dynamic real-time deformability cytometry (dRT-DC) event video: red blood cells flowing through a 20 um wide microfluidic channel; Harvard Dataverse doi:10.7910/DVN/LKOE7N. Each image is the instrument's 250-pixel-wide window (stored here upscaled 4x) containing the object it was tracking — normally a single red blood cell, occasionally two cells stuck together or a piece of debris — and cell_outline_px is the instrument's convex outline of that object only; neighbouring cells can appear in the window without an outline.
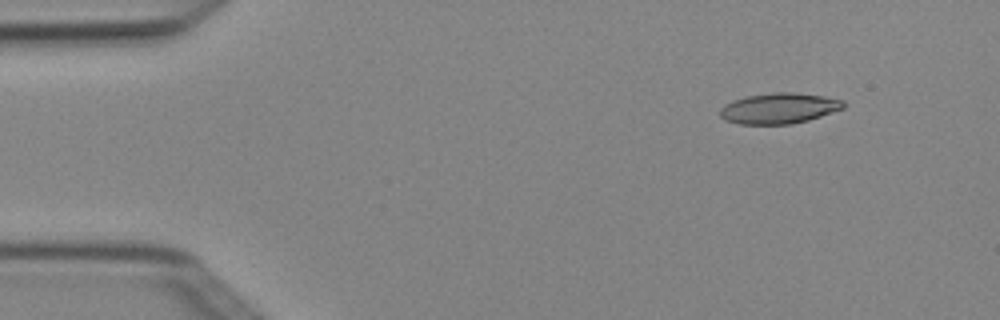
{"species": "Egyptian fruit bat (a non-hibernating species)", "species_latin": "Rousettus aegyptiacus", "temperature_condition": "cold", "stored_images_in_passage": 7, "camera_frame_rate_fps": 3000, "um_per_image_px": 0.085, "animal": {"sex": "female"}, "frame": {"image": 1, "passage_image": 1, "time_ms": 0.0, "image_size_px": [1000, 320], "cell_outline_px": [[844, 108], [808, 120], [792, 124], [740, 124], [724, 120], [720, 116], [720, 108], [724, 104], [732, 100], [748, 96], [772, 92], [792, 92], [824, 96], [844, 100]], "centroid_in_image_um": [66.19, 9.2], "position_along_channel_um": 18.8, "area_um2": 22.08}}
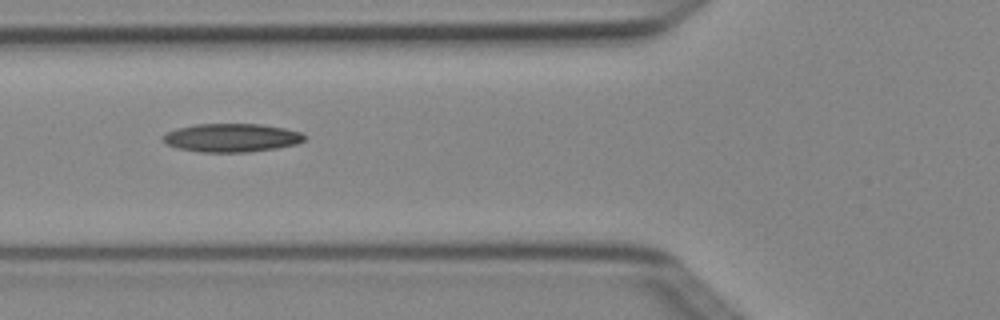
{"frame": {"image": 2, "passage_image": 4, "time_ms": 1.0, "image_size_px": [1000, 320], "cell_outline_px": [[304, 140], [296, 144], [276, 148], [248, 152], [200, 152], [180, 148], [168, 144], [160, 140], [160, 136], [176, 128], [196, 124], [260, 124], [284, 128], [300, 132], [304, 136]], "centroid_in_image_um": [19.64, 11.7], "position_along_channel_um": 106.2, "area_um2": 23.35}}
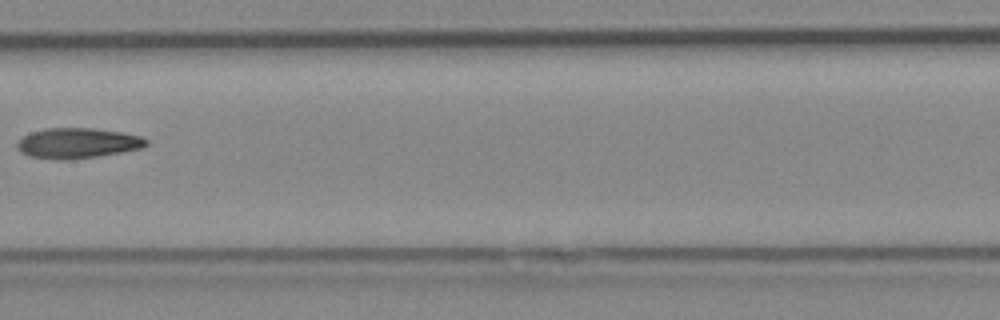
{"frame": {"image": 3, "passage_image": 6, "time_ms": 1.667, "image_size_px": [1000, 320], "cell_outline_px": [[148, 144], [144, 148], [124, 152], [100, 156], [64, 160], [56, 160], [28, 156], [20, 152], [16, 148], [16, 144], [24, 136], [32, 132], [48, 128], [92, 128], [120, 132], [144, 136], [148, 140]], "centroid_in_image_um": [6.63, 12.18], "position_along_channel_um": 200.8, "area_um2": 23.06}}